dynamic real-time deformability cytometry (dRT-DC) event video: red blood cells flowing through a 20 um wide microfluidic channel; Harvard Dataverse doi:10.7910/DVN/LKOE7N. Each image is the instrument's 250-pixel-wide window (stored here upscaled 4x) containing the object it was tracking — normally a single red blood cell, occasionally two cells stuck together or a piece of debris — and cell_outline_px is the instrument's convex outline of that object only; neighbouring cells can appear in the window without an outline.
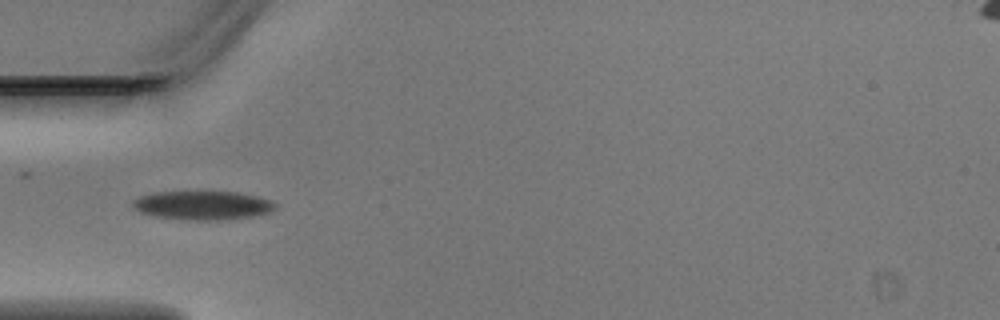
{"species": "Egyptian fruit bat (a non-hibernating species)", "species_latin": "Rousettus aegyptiacus", "temperature_condition": "warm", "stored_images_in_passage": 4, "camera_frame_rate_fps": 3000, "um_per_image_px": 0.085, "animal": {"sex": "male"}, "frame": {"image": 1, "passage_image": 4, "time_ms": 1.0, "image_size_px": [1000, 320], "cell_outline_px": [[276, 208], [272, 212], [252, 216], [228, 220], [184, 220], [156, 216], [140, 212], [132, 204], [140, 196], [156, 192], [236, 192], [256, 196], [268, 200], [276, 204]], "centroid_in_image_um": [17.27, 17.46], "position_along_channel_um": 67.7, "area_um2": 23.76}}